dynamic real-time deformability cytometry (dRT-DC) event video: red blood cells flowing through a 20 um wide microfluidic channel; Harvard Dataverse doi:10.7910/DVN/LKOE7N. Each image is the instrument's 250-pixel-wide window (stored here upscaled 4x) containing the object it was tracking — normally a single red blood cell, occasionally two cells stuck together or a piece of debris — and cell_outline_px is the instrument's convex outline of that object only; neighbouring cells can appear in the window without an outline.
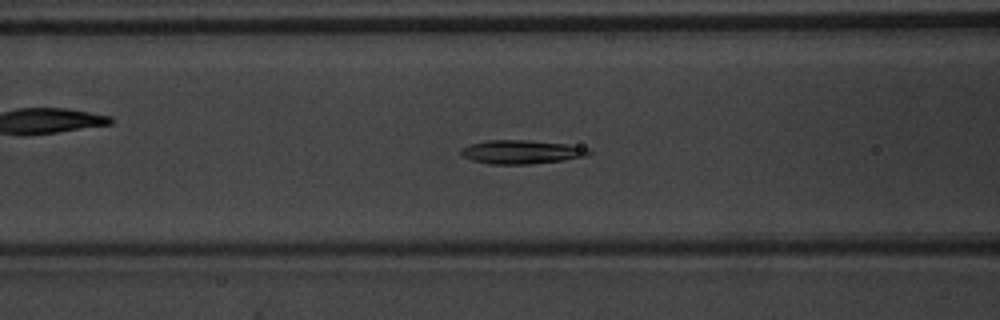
{"species": "common noctule bat (a hibernating species)", "species_latin": "Nyctalus noctula", "temperature_condition": "warm", "stored_images_in_passage": 53, "segment_of_instrument_passage": [1, 2], "camera_frame_rate_fps": 3000, "um_per_image_px": 0.085, "animal": {"sex": "male", "body_mass_g": 20.1, "forearm_length_mm": 53.5}, "frame": {"image": 1, "passage_image": 21, "time_ms": 6.667, "image_size_px": [1000, 320], "cell_outline_px": [[592, 152], [588, 156], [564, 160], [532, 164], [488, 164], [472, 160], [464, 156], [460, 152], [460, 148], [472, 144], [488, 140], [528, 140], [568, 144], [592, 148]], "centroid_in_image_um": [44.4, 12.91], "position_along_channel_um": 122.2, "area_um2": 17.86}}
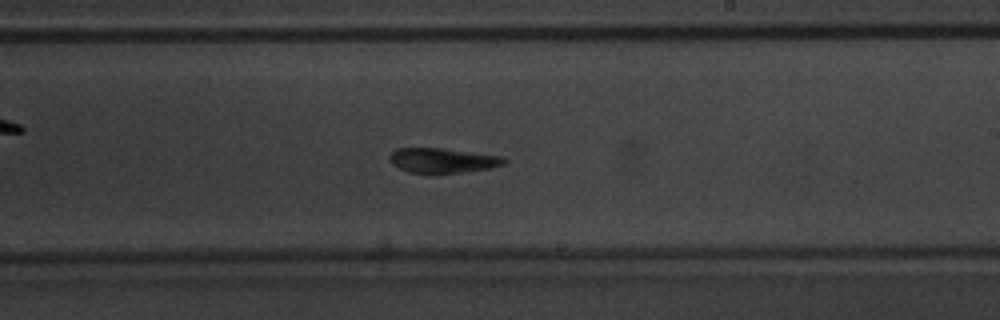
{"frame": {"image": 2, "passage_image": 31, "time_ms": 10.0, "image_size_px": [1000, 320], "cell_outline_px": [[508, 160], [504, 164], [492, 168], [460, 172], [408, 172], [392, 164], [388, 156], [396, 148], [440, 148], [504, 156]], "centroid_in_image_um": [37.65, 13.62], "position_along_channel_um": 251.3, "area_um2": 16.36}}
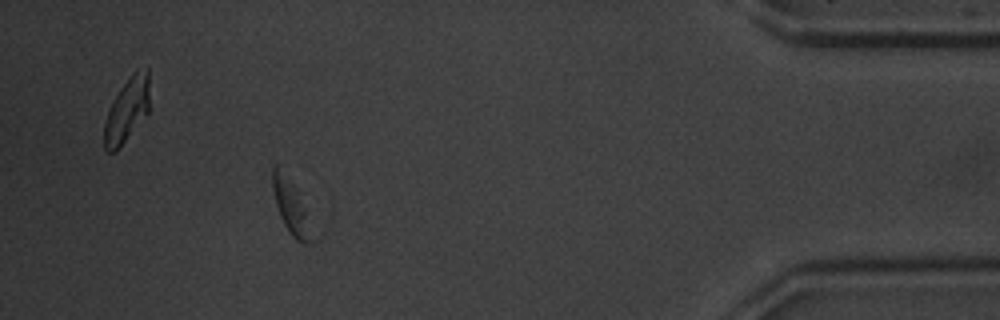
{"frame": {"image": 3, "passage_image": 47, "time_ms": 15.333, "image_size_px": [1000, 320], "cell_outline_px": [[320, 240], [312, 244], [304, 244], [296, 240], [288, 232], [280, 216], [276, 204], [272, 188], [272, 168], [276, 164], [296, 188]], "centroid_in_image_um": [24.86, 17.76], "position_along_channel_um": 410.3, "area_um2": 13.06}}